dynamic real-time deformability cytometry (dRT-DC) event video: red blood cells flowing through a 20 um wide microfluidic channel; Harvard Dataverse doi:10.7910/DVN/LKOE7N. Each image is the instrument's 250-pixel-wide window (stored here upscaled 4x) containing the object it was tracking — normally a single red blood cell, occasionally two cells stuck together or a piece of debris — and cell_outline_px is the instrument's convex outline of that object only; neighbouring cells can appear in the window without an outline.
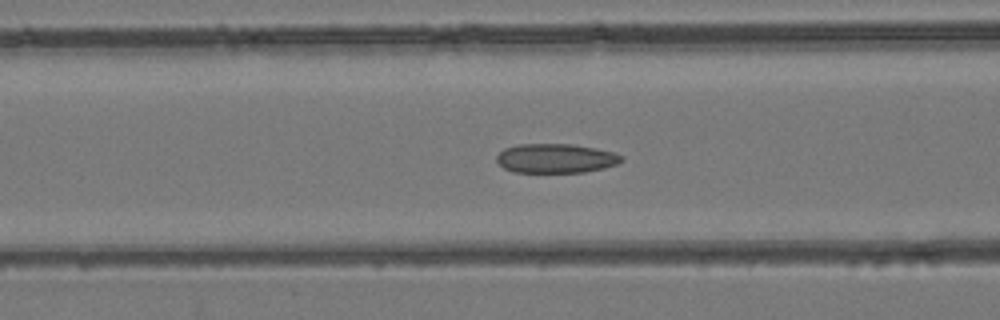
{"species": "common noctule bat (a hibernating species)", "species_latin": "Nyctalus noctula", "temperature_condition": "room temperature", "stored_images_in_passage": 42, "camera_frame_rate_fps": 3000, "um_per_image_px": 0.085, "animal": {"sex": "female", "body_mass_g": 24.6, "forearm_length_mm": 56.2}, "frame": {"image": 1, "passage_image": 20, "time_ms": 6.333, "image_size_px": [1000, 320], "cell_outline_px": [[624, 160], [616, 164], [604, 168], [584, 172], [512, 172], [504, 168], [496, 160], [496, 156], [504, 148], [520, 144], [572, 144], [596, 148], [612, 152], [624, 156]], "centroid_in_image_um": [47.24, 13.46], "position_along_channel_um": 119.4, "area_um2": 21.33}}
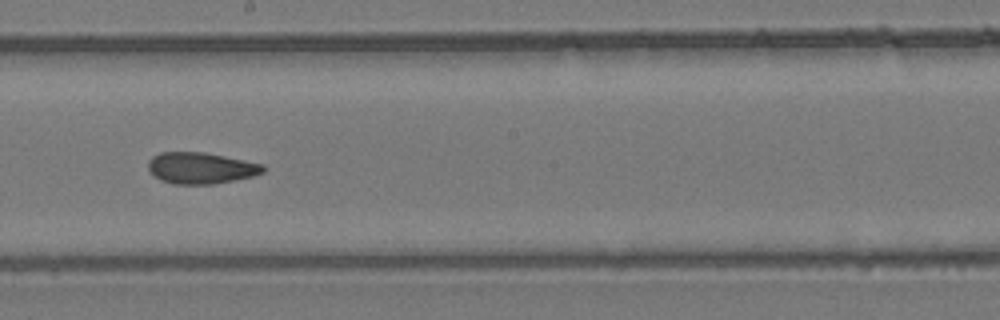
{"frame": {"image": 2, "passage_image": 28, "time_ms": 9.0, "image_size_px": [1000, 320], "cell_outline_px": [[264, 172], [252, 176], [212, 184], [172, 184], [160, 180], [152, 176], [148, 168], [148, 160], [152, 156], [160, 152], [204, 152], [264, 164]], "centroid_in_image_um": [17.02, 14.28], "position_along_channel_um": 231.2, "area_um2": 21.04}}
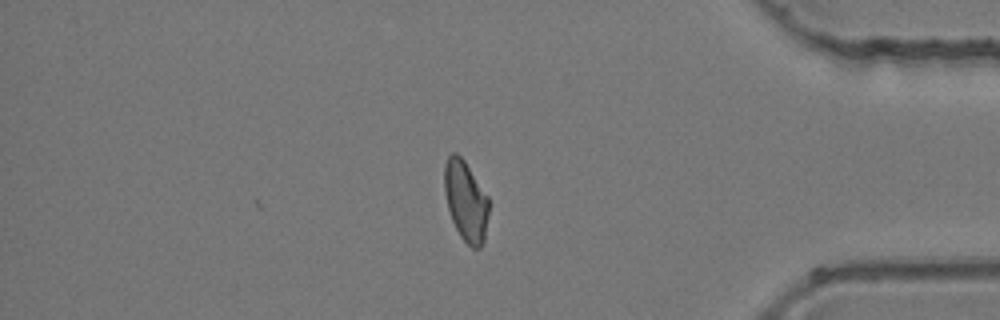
{"frame": {"image": 3, "passage_image": 42, "time_ms": 13.667, "image_size_px": [1000, 320], "cell_outline_px": [[488, 212], [484, 240], [480, 248], [472, 248], [460, 236], [452, 220], [448, 208], [444, 192], [444, 164], [448, 156], [452, 152], [456, 152], [464, 160], [488, 196]], "centroid_in_image_um": [39.57, 17.06], "position_along_channel_um": 395.6, "area_um2": 20.69}}